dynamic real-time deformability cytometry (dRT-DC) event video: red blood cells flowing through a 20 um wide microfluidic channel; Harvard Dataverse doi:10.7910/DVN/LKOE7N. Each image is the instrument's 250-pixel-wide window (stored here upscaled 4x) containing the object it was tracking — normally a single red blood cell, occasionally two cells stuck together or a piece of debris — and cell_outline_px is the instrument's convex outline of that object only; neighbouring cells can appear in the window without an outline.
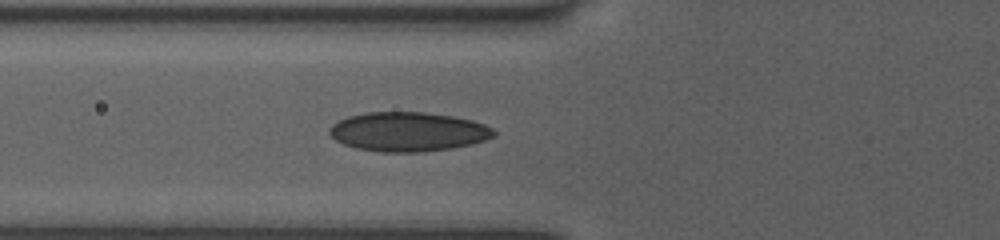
{"species": "human", "species_latin": "Homo sapiens", "temperature_condition": "room temperature", "stored_images_in_passage": 3, "camera_frame_rate_fps": 3000, "um_per_image_px": 0.085, "donor": {"sex": "female"}, "frame": {"image": 1, "passage_image": 3, "time_ms": 2.0, "image_size_px": [1000, 240], "cell_outline_px": [[496, 136], [472, 144], [452, 148], [424, 152], [380, 152], [356, 148], [344, 144], [336, 140], [328, 132], [328, 128], [332, 124], [348, 116], [364, 112], [424, 112], [452, 116], [472, 120], [484, 124], [492, 128], [496, 132]], "centroid_in_image_um": [34.69, 11.2], "position_along_channel_um": 91.1, "area_um2": 37.8}}